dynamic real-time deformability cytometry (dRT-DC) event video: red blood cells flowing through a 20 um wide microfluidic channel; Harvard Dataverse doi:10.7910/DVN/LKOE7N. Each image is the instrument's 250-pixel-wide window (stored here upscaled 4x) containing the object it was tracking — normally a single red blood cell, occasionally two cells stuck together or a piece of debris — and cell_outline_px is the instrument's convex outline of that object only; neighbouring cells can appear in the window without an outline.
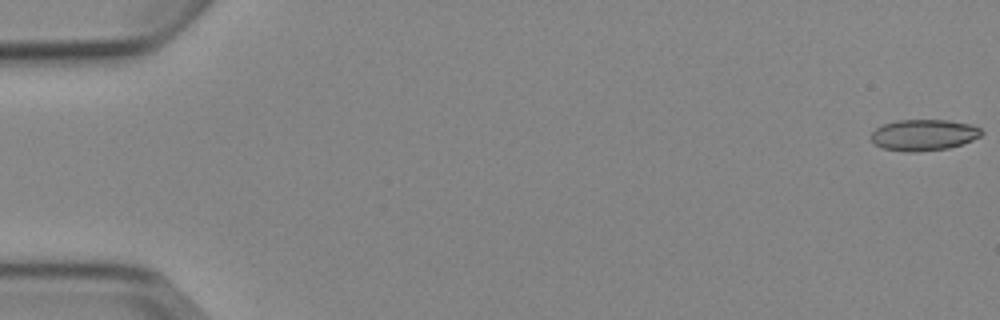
{"species": "Egyptian fruit bat (a non-hibernating species)", "species_latin": "Rousettus aegyptiacus", "temperature_condition": "cold", "stored_images_in_passage": 8, "camera_frame_rate_fps": 3000, "um_per_image_px": 0.085, "animal": {"sex": "female"}, "frame": {"image": 1, "passage_image": 1, "time_ms": 0.0, "image_size_px": [1000, 320], "cell_outline_px": [[984, 132], [980, 136], [972, 140], [948, 148], [916, 152], [904, 152], [884, 148], [876, 144], [872, 140], [872, 132], [876, 128], [884, 124], [896, 120], [948, 120], [972, 124], [980, 128]], "centroid_in_image_um": [78.54, 11.46], "position_along_channel_um": 6.5, "area_um2": 20.0}}
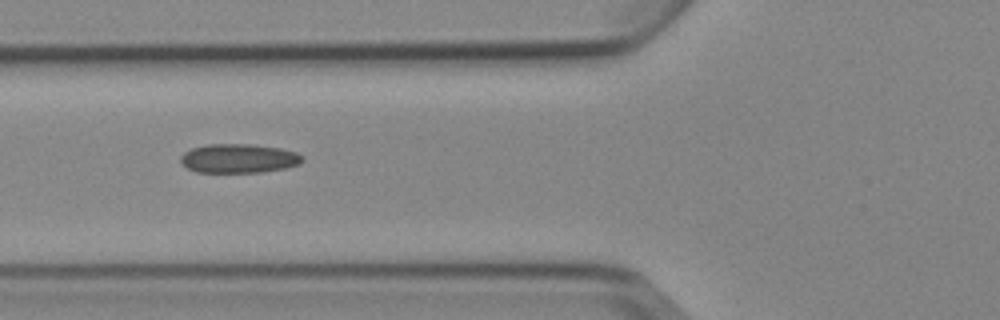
{"frame": {"image": 2, "passage_image": 6, "time_ms": 6.667, "image_size_px": [1000, 320], "cell_outline_px": [[304, 160], [300, 164], [284, 168], [260, 172], [196, 172], [188, 168], [180, 160], [180, 156], [184, 152], [192, 148], [208, 144], [248, 144], [280, 148], [296, 152], [304, 156]], "centroid_in_image_um": [20.31, 13.46], "position_along_channel_um": 105.5, "area_um2": 20.58}}
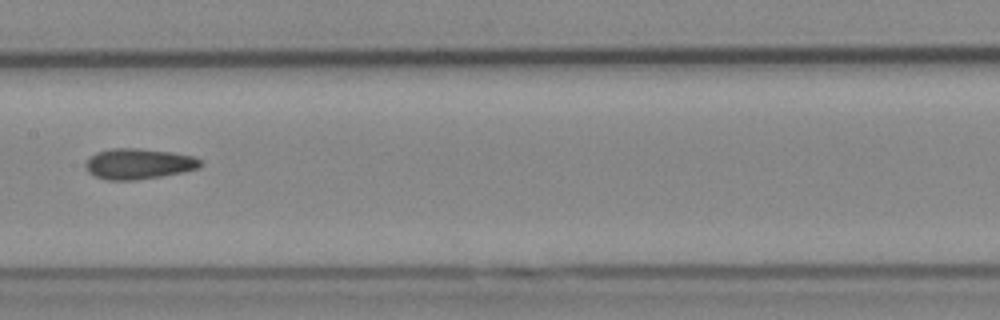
{"frame": {"image": 3, "passage_image": 8, "time_ms": 9.0, "image_size_px": [1000, 320], "cell_outline_px": [[204, 164], [200, 168], [184, 172], [136, 180], [108, 180], [96, 176], [88, 172], [84, 168], [84, 164], [88, 156], [96, 152], [112, 148], [140, 148], [172, 152], [192, 156], [200, 160]], "centroid_in_image_um": [11.76, 13.92], "position_along_channel_um": 195.6, "area_um2": 20.75}}